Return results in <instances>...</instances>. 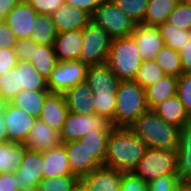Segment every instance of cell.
<instances>
[{"mask_svg": "<svg viewBox=\"0 0 191 191\" xmlns=\"http://www.w3.org/2000/svg\"><path fill=\"white\" fill-rule=\"evenodd\" d=\"M177 96L191 117V74L183 73L178 77Z\"/></svg>", "mask_w": 191, "mask_h": 191, "instance_id": "cell-41", "label": "cell"}, {"mask_svg": "<svg viewBox=\"0 0 191 191\" xmlns=\"http://www.w3.org/2000/svg\"><path fill=\"white\" fill-rule=\"evenodd\" d=\"M155 62L161 67L166 75L179 77L184 73L179 51L173 50L166 45L157 53Z\"/></svg>", "mask_w": 191, "mask_h": 191, "instance_id": "cell-34", "label": "cell"}, {"mask_svg": "<svg viewBox=\"0 0 191 191\" xmlns=\"http://www.w3.org/2000/svg\"><path fill=\"white\" fill-rule=\"evenodd\" d=\"M39 45L31 38L19 40L14 47L18 60L29 61L33 57L34 50H37Z\"/></svg>", "mask_w": 191, "mask_h": 191, "instance_id": "cell-45", "label": "cell"}, {"mask_svg": "<svg viewBox=\"0 0 191 191\" xmlns=\"http://www.w3.org/2000/svg\"><path fill=\"white\" fill-rule=\"evenodd\" d=\"M112 128L111 121L97 113L84 115L68 112L60 135L62 143H65L79 140L90 131L111 130Z\"/></svg>", "mask_w": 191, "mask_h": 191, "instance_id": "cell-9", "label": "cell"}, {"mask_svg": "<svg viewBox=\"0 0 191 191\" xmlns=\"http://www.w3.org/2000/svg\"><path fill=\"white\" fill-rule=\"evenodd\" d=\"M18 57L14 49L0 50V75L8 72L17 65Z\"/></svg>", "mask_w": 191, "mask_h": 191, "instance_id": "cell-46", "label": "cell"}, {"mask_svg": "<svg viewBox=\"0 0 191 191\" xmlns=\"http://www.w3.org/2000/svg\"><path fill=\"white\" fill-rule=\"evenodd\" d=\"M179 184L178 175H164L151 181L148 184V191H175Z\"/></svg>", "mask_w": 191, "mask_h": 191, "instance_id": "cell-42", "label": "cell"}, {"mask_svg": "<svg viewBox=\"0 0 191 191\" xmlns=\"http://www.w3.org/2000/svg\"><path fill=\"white\" fill-rule=\"evenodd\" d=\"M176 155L177 148L147 147L133 172L147 184L160 176L177 175Z\"/></svg>", "mask_w": 191, "mask_h": 191, "instance_id": "cell-5", "label": "cell"}, {"mask_svg": "<svg viewBox=\"0 0 191 191\" xmlns=\"http://www.w3.org/2000/svg\"><path fill=\"white\" fill-rule=\"evenodd\" d=\"M80 179L76 175H61L43 178L38 185L39 191H70Z\"/></svg>", "mask_w": 191, "mask_h": 191, "instance_id": "cell-37", "label": "cell"}, {"mask_svg": "<svg viewBox=\"0 0 191 191\" xmlns=\"http://www.w3.org/2000/svg\"><path fill=\"white\" fill-rule=\"evenodd\" d=\"M111 130H95L90 131L80 138L78 141L84 144L90 154L104 166L107 139Z\"/></svg>", "mask_w": 191, "mask_h": 191, "instance_id": "cell-31", "label": "cell"}, {"mask_svg": "<svg viewBox=\"0 0 191 191\" xmlns=\"http://www.w3.org/2000/svg\"><path fill=\"white\" fill-rule=\"evenodd\" d=\"M22 88L19 87L18 71L14 68L0 75V94L10 102Z\"/></svg>", "mask_w": 191, "mask_h": 191, "instance_id": "cell-39", "label": "cell"}, {"mask_svg": "<svg viewBox=\"0 0 191 191\" xmlns=\"http://www.w3.org/2000/svg\"><path fill=\"white\" fill-rule=\"evenodd\" d=\"M153 111L166 123L174 125L180 129L191 122V117L186 112L177 95H174L157 105Z\"/></svg>", "mask_w": 191, "mask_h": 191, "instance_id": "cell-24", "label": "cell"}, {"mask_svg": "<svg viewBox=\"0 0 191 191\" xmlns=\"http://www.w3.org/2000/svg\"><path fill=\"white\" fill-rule=\"evenodd\" d=\"M70 191H88L84 184L79 180Z\"/></svg>", "mask_w": 191, "mask_h": 191, "instance_id": "cell-54", "label": "cell"}, {"mask_svg": "<svg viewBox=\"0 0 191 191\" xmlns=\"http://www.w3.org/2000/svg\"><path fill=\"white\" fill-rule=\"evenodd\" d=\"M175 191H191V184L189 183H180Z\"/></svg>", "mask_w": 191, "mask_h": 191, "instance_id": "cell-53", "label": "cell"}, {"mask_svg": "<svg viewBox=\"0 0 191 191\" xmlns=\"http://www.w3.org/2000/svg\"><path fill=\"white\" fill-rule=\"evenodd\" d=\"M27 148L22 143L0 142V174L15 173Z\"/></svg>", "mask_w": 191, "mask_h": 191, "instance_id": "cell-27", "label": "cell"}, {"mask_svg": "<svg viewBox=\"0 0 191 191\" xmlns=\"http://www.w3.org/2000/svg\"><path fill=\"white\" fill-rule=\"evenodd\" d=\"M136 24H142L149 0H112Z\"/></svg>", "mask_w": 191, "mask_h": 191, "instance_id": "cell-36", "label": "cell"}, {"mask_svg": "<svg viewBox=\"0 0 191 191\" xmlns=\"http://www.w3.org/2000/svg\"><path fill=\"white\" fill-rule=\"evenodd\" d=\"M86 83L94 92H116L119 79L107 63L89 66Z\"/></svg>", "mask_w": 191, "mask_h": 191, "instance_id": "cell-23", "label": "cell"}, {"mask_svg": "<svg viewBox=\"0 0 191 191\" xmlns=\"http://www.w3.org/2000/svg\"><path fill=\"white\" fill-rule=\"evenodd\" d=\"M18 174L1 173L0 174V191H19L18 189Z\"/></svg>", "mask_w": 191, "mask_h": 191, "instance_id": "cell-48", "label": "cell"}, {"mask_svg": "<svg viewBox=\"0 0 191 191\" xmlns=\"http://www.w3.org/2000/svg\"><path fill=\"white\" fill-rule=\"evenodd\" d=\"M164 76H166V74L155 60H143L134 81L141 87L146 88L155 84Z\"/></svg>", "mask_w": 191, "mask_h": 191, "instance_id": "cell-35", "label": "cell"}, {"mask_svg": "<svg viewBox=\"0 0 191 191\" xmlns=\"http://www.w3.org/2000/svg\"><path fill=\"white\" fill-rule=\"evenodd\" d=\"M34 30L31 37L37 44L53 45L57 36L51 15L38 14L34 20Z\"/></svg>", "mask_w": 191, "mask_h": 191, "instance_id": "cell-33", "label": "cell"}, {"mask_svg": "<svg viewBox=\"0 0 191 191\" xmlns=\"http://www.w3.org/2000/svg\"><path fill=\"white\" fill-rule=\"evenodd\" d=\"M8 101L0 94V113H3L6 110Z\"/></svg>", "mask_w": 191, "mask_h": 191, "instance_id": "cell-55", "label": "cell"}, {"mask_svg": "<svg viewBox=\"0 0 191 191\" xmlns=\"http://www.w3.org/2000/svg\"><path fill=\"white\" fill-rule=\"evenodd\" d=\"M167 22L178 29L191 31V6L180 0Z\"/></svg>", "mask_w": 191, "mask_h": 191, "instance_id": "cell-40", "label": "cell"}, {"mask_svg": "<svg viewBox=\"0 0 191 191\" xmlns=\"http://www.w3.org/2000/svg\"><path fill=\"white\" fill-rule=\"evenodd\" d=\"M43 178H54L61 175H74L69 166L65 144L43 152Z\"/></svg>", "mask_w": 191, "mask_h": 191, "instance_id": "cell-22", "label": "cell"}, {"mask_svg": "<svg viewBox=\"0 0 191 191\" xmlns=\"http://www.w3.org/2000/svg\"><path fill=\"white\" fill-rule=\"evenodd\" d=\"M51 18L57 33L83 29L91 21V15L89 13L66 3L62 4L51 15Z\"/></svg>", "mask_w": 191, "mask_h": 191, "instance_id": "cell-17", "label": "cell"}, {"mask_svg": "<svg viewBox=\"0 0 191 191\" xmlns=\"http://www.w3.org/2000/svg\"><path fill=\"white\" fill-rule=\"evenodd\" d=\"M3 114L8 141L24 144L37 118L28 114L22 108L15 107L10 102Z\"/></svg>", "mask_w": 191, "mask_h": 191, "instance_id": "cell-10", "label": "cell"}, {"mask_svg": "<svg viewBox=\"0 0 191 191\" xmlns=\"http://www.w3.org/2000/svg\"><path fill=\"white\" fill-rule=\"evenodd\" d=\"M37 15L38 13L26 0H21L6 16L4 22L14 32L18 41L24 40L32 37Z\"/></svg>", "mask_w": 191, "mask_h": 191, "instance_id": "cell-12", "label": "cell"}, {"mask_svg": "<svg viewBox=\"0 0 191 191\" xmlns=\"http://www.w3.org/2000/svg\"><path fill=\"white\" fill-rule=\"evenodd\" d=\"M157 28L163 39L164 45L173 50L179 51L191 40L190 30L178 29L168 22L158 25Z\"/></svg>", "mask_w": 191, "mask_h": 191, "instance_id": "cell-32", "label": "cell"}, {"mask_svg": "<svg viewBox=\"0 0 191 191\" xmlns=\"http://www.w3.org/2000/svg\"><path fill=\"white\" fill-rule=\"evenodd\" d=\"M176 173L180 183L191 184V122L179 132Z\"/></svg>", "mask_w": 191, "mask_h": 191, "instance_id": "cell-21", "label": "cell"}, {"mask_svg": "<svg viewBox=\"0 0 191 191\" xmlns=\"http://www.w3.org/2000/svg\"><path fill=\"white\" fill-rule=\"evenodd\" d=\"M112 39L99 25L90 21L82 29V45L79 60L88 66L107 62Z\"/></svg>", "mask_w": 191, "mask_h": 191, "instance_id": "cell-7", "label": "cell"}, {"mask_svg": "<svg viewBox=\"0 0 191 191\" xmlns=\"http://www.w3.org/2000/svg\"><path fill=\"white\" fill-rule=\"evenodd\" d=\"M49 91H20L10 103L15 107L22 108L28 114L39 118L43 109V104Z\"/></svg>", "mask_w": 191, "mask_h": 191, "instance_id": "cell-28", "label": "cell"}, {"mask_svg": "<svg viewBox=\"0 0 191 191\" xmlns=\"http://www.w3.org/2000/svg\"><path fill=\"white\" fill-rule=\"evenodd\" d=\"M21 0H0V16L5 19Z\"/></svg>", "mask_w": 191, "mask_h": 191, "instance_id": "cell-51", "label": "cell"}, {"mask_svg": "<svg viewBox=\"0 0 191 191\" xmlns=\"http://www.w3.org/2000/svg\"><path fill=\"white\" fill-rule=\"evenodd\" d=\"M18 42L14 32L4 22L0 23V50L1 49H14Z\"/></svg>", "mask_w": 191, "mask_h": 191, "instance_id": "cell-47", "label": "cell"}, {"mask_svg": "<svg viewBox=\"0 0 191 191\" xmlns=\"http://www.w3.org/2000/svg\"><path fill=\"white\" fill-rule=\"evenodd\" d=\"M179 2L180 0H149L142 24L158 26L167 22L168 16L173 12Z\"/></svg>", "mask_w": 191, "mask_h": 191, "instance_id": "cell-29", "label": "cell"}, {"mask_svg": "<svg viewBox=\"0 0 191 191\" xmlns=\"http://www.w3.org/2000/svg\"><path fill=\"white\" fill-rule=\"evenodd\" d=\"M63 95L69 112L84 115L96 113L93 91L86 82L77 84Z\"/></svg>", "mask_w": 191, "mask_h": 191, "instance_id": "cell-19", "label": "cell"}, {"mask_svg": "<svg viewBox=\"0 0 191 191\" xmlns=\"http://www.w3.org/2000/svg\"><path fill=\"white\" fill-rule=\"evenodd\" d=\"M65 150L68 156L72 173L79 179L91 173L102 165L90 154L84 144L78 140L65 142Z\"/></svg>", "mask_w": 191, "mask_h": 191, "instance_id": "cell-14", "label": "cell"}, {"mask_svg": "<svg viewBox=\"0 0 191 191\" xmlns=\"http://www.w3.org/2000/svg\"><path fill=\"white\" fill-rule=\"evenodd\" d=\"M38 14L52 15L65 0H26Z\"/></svg>", "mask_w": 191, "mask_h": 191, "instance_id": "cell-44", "label": "cell"}, {"mask_svg": "<svg viewBox=\"0 0 191 191\" xmlns=\"http://www.w3.org/2000/svg\"><path fill=\"white\" fill-rule=\"evenodd\" d=\"M179 55L184 73L191 74V40L179 50Z\"/></svg>", "mask_w": 191, "mask_h": 191, "instance_id": "cell-50", "label": "cell"}, {"mask_svg": "<svg viewBox=\"0 0 191 191\" xmlns=\"http://www.w3.org/2000/svg\"><path fill=\"white\" fill-rule=\"evenodd\" d=\"M93 95L96 113L111 121L116 109V92H94Z\"/></svg>", "mask_w": 191, "mask_h": 191, "instance_id": "cell-38", "label": "cell"}, {"mask_svg": "<svg viewBox=\"0 0 191 191\" xmlns=\"http://www.w3.org/2000/svg\"><path fill=\"white\" fill-rule=\"evenodd\" d=\"M29 61L41 76L47 80L56 67L58 59L53 45L40 44L37 50H34L33 57Z\"/></svg>", "mask_w": 191, "mask_h": 191, "instance_id": "cell-30", "label": "cell"}, {"mask_svg": "<svg viewBox=\"0 0 191 191\" xmlns=\"http://www.w3.org/2000/svg\"><path fill=\"white\" fill-rule=\"evenodd\" d=\"M68 112L64 95L50 92L46 96L39 119L52 129L61 132Z\"/></svg>", "mask_w": 191, "mask_h": 191, "instance_id": "cell-18", "label": "cell"}, {"mask_svg": "<svg viewBox=\"0 0 191 191\" xmlns=\"http://www.w3.org/2000/svg\"><path fill=\"white\" fill-rule=\"evenodd\" d=\"M88 191H120L122 171L101 166L80 178Z\"/></svg>", "mask_w": 191, "mask_h": 191, "instance_id": "cell-13", "label": "cell"}, {"mask_svg": "<svg viewBox=\"0 0 191 191\" xmlns=\"http://www.w3.org/2000/svg\"><path fill=\"white\" fill-rule=\"evenodd\" d=\"M186 4L191 6V0H183Z\"/></svg>", "mask_w": 191, "mask_h": 191, "instance_id": "cell-56", "label": "cell"}, {"mask_svg": "<svg viewBox=\"0 0 191 191\" xmlns=\"http://www.w3.org/2000/svg\"><path fill=\"white\" fill-rule=\"evenodd\" d=\"M120 191H148V184L139 178L133 171L122 172Z\"/></svg>", "mask_w": 191, "mask_h": 191, "instance_id": "cell-43", "label": "cell"}, {"mask_svg": "<svg viewBox=\"0 0 191 191\" xmlns=\"http://www.w3.org/2000/svg\"><path fill=\"white\" fill-rule=\"evenodd\" d=\"M143 60H155L164 42L157 26L136 24L131 35Z\"/></svg>", "mask_w": 191, "mask_h": 191, "instance_id": "cell-16", "label": "cell"}, {"mask_svg": "<svg viewBox=\"0 0 191 191\" xmlns=\"http://www.w3.org/2000/svg\"><path fill=\"white\" fill-rule=\"evenodd\" d=\"M91 21L101 26L112 40L131 36L136 26L112 0H103L91 16Z\"/></svg>", "mask_w": 191, "mask_h": 191, "instance_id": "cell-6", "label": "cell"}, {"mask_svg": "<svg viewBox=\"0 0 191 191\" xmlns=\"http://www.w3.org/2000/svg\"><path fill=\"white\" fill-rule=\"evenodd\" d=\"M145 90L134 80L119 81L116 90V109L111 124L114 128H129L148 111Z\"/></svg>", "mask_w": 191, "mask_h": 191, "instance_id": "cell-3", "label": "cell"}, {"mask_svg": "<svg viewBox=\"0 0 191 191\" xmlns=\"http://www.w3.org/2000/svg\"><path fill=\"white\" fill-rule=\"evenodd\" d=\"M43 152L26 149L21 165L17 169L19 191H35L43 179Z\"/></svg>", "mask_w": 191, "mask_h": 191, "instance_id": "cell-11", "label": "cell"}, {"mask_svg": "<svg viewBox=\"0 0 191 191\" xmlns=\"http://www.w3.org/2000/svg\"><path fill=\"white\" fill-rule=\"evenodd\" d=\"M4 19L0 16V23L3 21Z\"/></svg>", "mask_w": 191, "mask_h": 191, "instance_id": "cell-57", "label": "cell"}, {"mask_svg": "<svg viewBox=\"0 0 191 191\" xmlns=\"http://www.w3.org/2000/svg\"><path fill=\"white\" fill-rule=\"evenodd\" d=\"M102 1L103 0H65V3L82 9L92 16Z\"/></svg>", "mask_w": 191, "mask_h": 191, "instance_id": "cell-49", "label": "cell"}, {"mask_svg": "<svg viewBox=\"0 0 191 191\" xmlns=\"http://www.w3.org/2000/svg\"><path fill=\"white\" fill-rule=\"evenodd\" d=\"M62 144L60 132L52 129L48 124L39 118L30 129L25 147L31 151L44 152Z\"/></svg>", "mask_w": 191, "mask_h": 191, "instance_id": "cell-15", "label": "cell"}, {"mask_svg": "<svg viewBox=\"0 0 191 191\" xmlns=\"http://www.w3.org/2000/svg\"><path fill=\"white\" fill-rule=\"evenodd\" d=\"M88 67L81 60L58 61L47 79L49 92L64 94L77 84L86 82Z\"/></svg>", "mask_w": 191, "mask_h": 191, "instance_id": "cell-8", "label": "cell"}, {"mask_svg": "<svg viewBox=\"0 0 191 191\" xmlns=\"http://www.w3.org/2000/svg\"><path fill=\"white\" fill-rule=\"evenodd\" d=\"M7 131H6V124L4 114L0 113V142H7Z\"/></svg>", "mask_w": 191, "mask_h": 191, "instance_id": "cell-52", "label": "cell"}, {"mask_svg": "<svg viewBox=\"0 0 191 191\" xmlns=\"http://www.w3.org/2000/svg\"><path fill=\"white\" fill-rule=\"evenodd\" d=\"M142 61L132 36L112 40L106 63L119 81L135 80Z\"/></svg>", "mask_w": 191, "mask_h": 191, "instance_id": "cell-4", "label": "cell"}, {"mask_svg": "<svg viewBox=\"0 0 191 191\" xmlns=\"http://www.w3.org/2000/svg\"><path fill=\"white\" fill-rule=\"evenodd\" d=\"M15 69L18 71L19 87L29 91H49L47 80L35 69L30 61L18 60Z\"/></svg>", "mask_w": 191, "mask_h": 191, "instance_id": "cell-26", "label": "cell"}, {"mask_svg": "<svg viewBox=\"0 0 191 191\" xmlns=\"http://www.w3.org/2000/svg\"><path fill=\"white\" fill-rule=\"evenodd\" d=\"M177 81L178 77L166 75L155 84L144 88L149 110L177 95Z\"/></svg>", "mask_w": 191, "mask_h": 191, "instance_id": "cell-25", "label": "cell"}, {"mask_svg": "<svg viewBox=\"0 0 191 191\" xmlns=\"http://www.w3.org/2000/svg\"><path fill=\"white\" fill-rule=\"evenodd\" d=\"M82 45V29L57 33L53 48L58 61L79 60Z\"/></svg>", "mask_w": 191, "mask_h": 191, "instance_id": "cell-20", "label": "cell"}, {"mask_svg": "<svg viewBox=\"0 0 191 191\" xmlns=\"http://www.w3.org/2000/svg\"><path fill=\"white\" fill-rule=\"evenodd\" d=\"M147 146L129 128H112L107 139L104 166L122 172L133 171Z\"/></svg>", "mask_w": 191, "mask_h": 191, "instance_id": "cell-1", "label": "cell"}, {"mask_svg": "<svg viewBox=\"0 0 191 191\" xmlns=\"http://www.w3.org/2000/svg\"><path fill=\"white\" fill-rule=\"evenodd\" d=\"M129 129L148 148H178L180 128L166 123L153 110L142 114Z\"/></svg>", "mask_w": 191, "mask_h": 191, "instance_id": "cell-2", "label": "cell"}]
</instances>
